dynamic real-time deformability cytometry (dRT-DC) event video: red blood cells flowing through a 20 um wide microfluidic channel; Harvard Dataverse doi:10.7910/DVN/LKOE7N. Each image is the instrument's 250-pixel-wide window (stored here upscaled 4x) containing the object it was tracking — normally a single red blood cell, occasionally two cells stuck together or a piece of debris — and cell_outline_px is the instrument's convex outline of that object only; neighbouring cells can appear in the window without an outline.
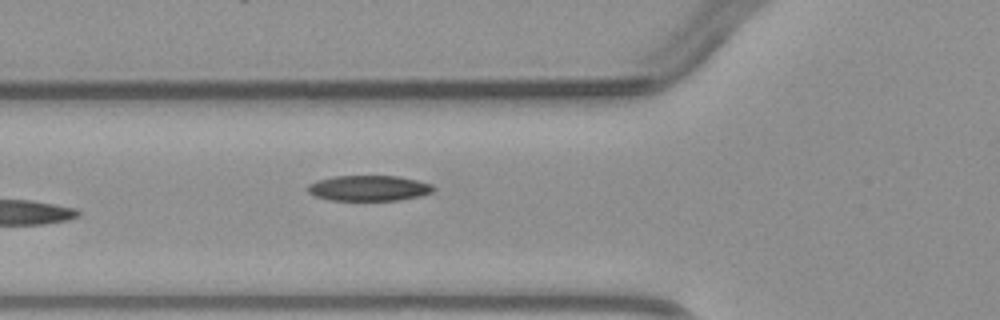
{"species": "common noctule bat (a hibernating species)", "species_latin": "Nyctalus noctula", "temperature_condition": "warm", "stored_images_in_passage": 5, "camera_frame_rate_fps": 3000, "um_per_image_px": 0.085, "animal": {"sex": "male", "body_mass_g": 23.1, "forearm_length_mm": 52.7}, "frame": {"image": 1, "passage_image": 5, "time_ms": 4.667, "image_size_px": [1000, 320], "cell_outline_px": [[436, 188], [432, 192], [420, 196], [400, 200], [332, 200], [316, 196], [308, 192], [304, 188], [308, 184], [316, 180], [332, 176], [396, 176], [416, 180], [432, 184]], "centroid_in_image_um": [31.32, 15.99], "position_along_channel_um": 94.5, "area_um2": 18.79}}